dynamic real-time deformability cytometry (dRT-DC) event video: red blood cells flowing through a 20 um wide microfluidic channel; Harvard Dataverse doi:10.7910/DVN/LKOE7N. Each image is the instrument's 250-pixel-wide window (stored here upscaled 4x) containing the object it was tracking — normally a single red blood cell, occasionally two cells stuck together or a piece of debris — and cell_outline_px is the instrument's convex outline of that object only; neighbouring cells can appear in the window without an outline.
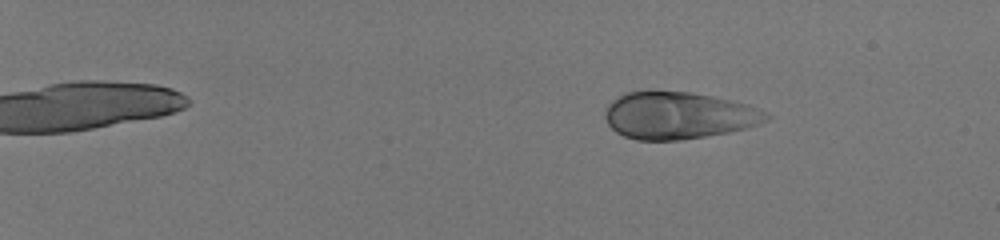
{"species": "human", "species_latin": "Homo sapiens", "temperature_condition": "room temperature", "stored_images_in_passage": 56, "camera_frame_rate_fps": 3000, "um_per_image_px": 0.085, "donor": {"sex": "male"}, "frame": {"image": 1, "passage_image": 10, "time_ms": 3.0, "image_size_px": [1000, 240], "cell_outline_px": [[772, 116], [768, 120], [760, 124], [748, 128], [728, 132], [680, 140], [636, 140], [624, 136], [616, 132], [608, 124], [604, 116], [604, 112], [608, 104], [612, 100], [628, 92], [648, 88], [688, 92], [712, 96], [748, 104], [760, 108], [768, 112]], "centroid_in_image_um": [57.67, 9.79], "position_along_channel_um": 27.3, "area_um2": 45.08}}
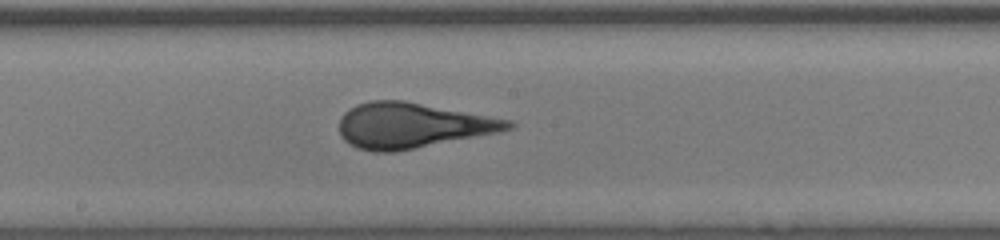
{"frame": {"image": 2, "passage_image": 36, "time_ms": 11.667, "image_size_px": [1000, 240], "cell_outline_px": [[516, 124], [512, 128], [500, 132], [392, 152], [376, 152], [360, 148], [344, 140], [340, 132], [340, 116], [344, 112], [356, 104], [368, 100], [404, 100], [512, 120]], "centroid_in_image_um": [35.04, 10.64], "position_along_channel_um": 213.2, "area_um2": 44.33}}
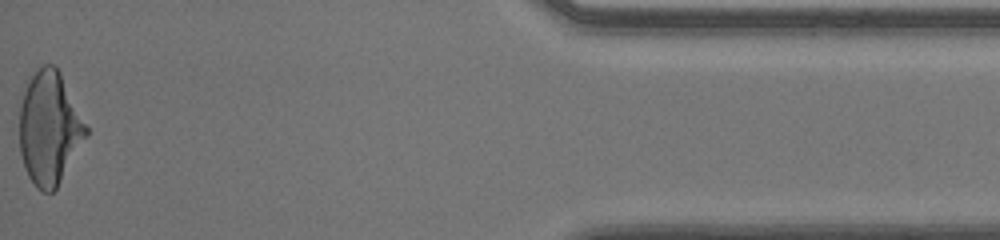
{"frame": {"image": 3, "passage_image": 56, "time_ms": 18.333, "image_size_px": [1000, 240], "cell_outline_px": [[88, 136], [56, 188], [52, 192], [44, 192], [36, 188], [28, 176], [24, 168], [20, 152], [20, 104], [28, 76], [44, 64], [52, 64], [60, 72], [88, 128]], "centroid_in_image_um": [4.19, 10.89], "position_along_channel_um": 431.0, "area_um2": 43.99}, "authors_computed_cell_mechanics": {"area_um2": 43.8413, "velocity_mm_per_s": 4.0857, "shape_relaxation_time_tau1_ms": 5.3986, "shape_relaxation_time_tau2_ms": null, "deformation_change_tau1": 0.1821, "deformation_change_tau2": null}}